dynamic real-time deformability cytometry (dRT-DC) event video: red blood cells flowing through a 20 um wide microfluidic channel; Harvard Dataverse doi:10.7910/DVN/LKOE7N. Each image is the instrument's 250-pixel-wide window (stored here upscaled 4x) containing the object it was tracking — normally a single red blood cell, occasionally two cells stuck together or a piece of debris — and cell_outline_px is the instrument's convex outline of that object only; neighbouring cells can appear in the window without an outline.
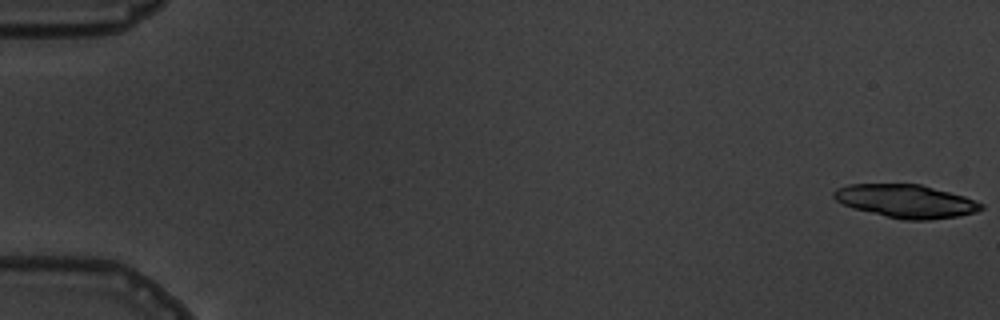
{"species": "common noctule bat (a hibernating species)", "species_latin": "Nyctalus noctula", "temperature_condition": "warm", "stored_images_in_passage": 5, "camera_frame_rate_fps": 3000, "um_per_image_px": 0.085, "animal": {"sex": "male", "body_mass_g": 19.5, "forearm_length_mm": 54.6}, "frame": {"image": 1, "passage_image": 1, "time_ms": 0.0, "image_size_px": [1000, 320], "cell_outline_px": [[984, 208], [976, 212], [956, 216], [928, 220], [904, 220], [852, 208], [836, 200], [832, 196], [832, 192], [836, 188], [848, 184], [920, 184], [964, 196], [984, 204]], "centroid_in_image_um": [76.99, 17.09], "position_along_channel_um": 8.0, "area_um2": 28.38}}